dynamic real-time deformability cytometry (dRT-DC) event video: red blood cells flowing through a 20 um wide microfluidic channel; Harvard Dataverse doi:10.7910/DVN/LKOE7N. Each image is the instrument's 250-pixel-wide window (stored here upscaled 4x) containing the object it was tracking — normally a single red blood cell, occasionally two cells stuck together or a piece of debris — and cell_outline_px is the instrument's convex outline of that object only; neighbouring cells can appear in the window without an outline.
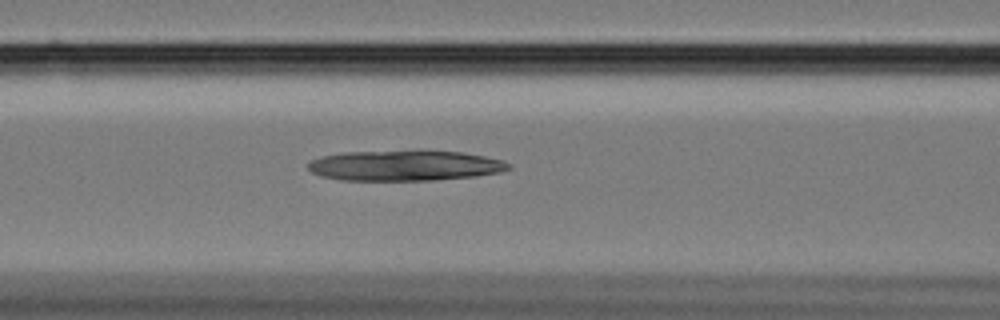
{"species": "Egyptian fruit bat (a non-hibernating species)", "species_latin": "Rousettus aegyptiacus", "temperature_condition": "cold", "stored_images_in_passage": 35, "camera_frame_rate_fps": 3000, "um_per_image_px": 0.085, "animal": {"sex": "female"}, "frame": {"image": 1, "passage_image": 6, "time_ms": 1.667, "image_size_px": [1000, 320], "cell_outline_px": [[512, 168], [500, 172], [476, 176], [436, 180], [340, 180], [320, 176], [312, 172], [308, 168], [308, 164], [312, 160], [320, 156], [344, 152], [460, 152], [484, 156], [504, 160], [512, 164]], "centroid_in_image_um": [34.43, 14.09], "position_along_channel_um": 132.2, "area_um2": 35.08}}
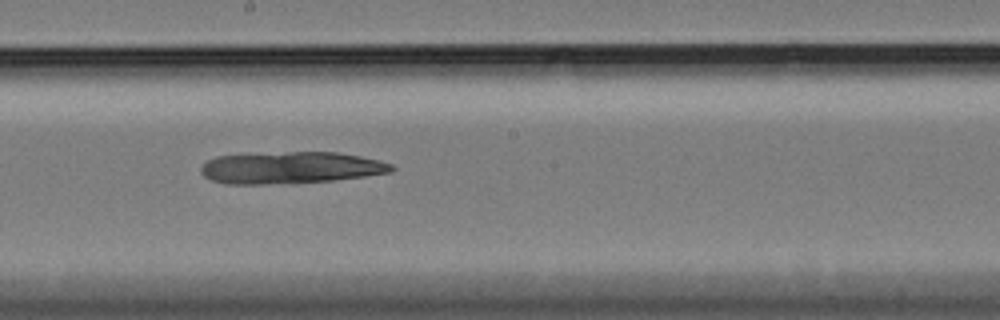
{"frame": {"image": 2, "passage_image": 14, "time_ms": 4.333, "image_size_px": [1000, 320], "cell_outline_px": [[396, 168], [392, 172], [364, 176], [332, 180], [264, 184], [224, 184], [212, 180], [204, 176], [200, 172], [200, 168], [208, 160], [216, 156], [288, 152], [336, 152], [360, 156], [380, 160], [392, 164]], "centroid_in_image_um": [24.72, 14.25], "position_along_channel_um": 223.5, "area_um2": 35.14}}
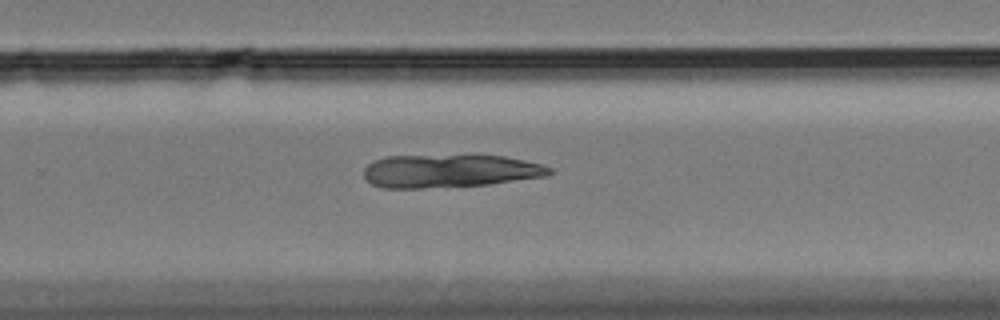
{"frame": {"image": 3, "passage_image": 20, "time_ms": 6.333, "image_size_px": [1000, 320], "cell_outline_px": [[552, 172], [548, 176], [488, 184], [420, 188], [380, 188], [364, 180], [364, 168], [368, 164], [376, 160], [388, 156], [504, 156], [524, 160], [540, 164], [552, 168]], "centroid_in_image_um": [38.2, 14.54], "position_along_channel_um": 291.6, "area_um2": 35.49}}